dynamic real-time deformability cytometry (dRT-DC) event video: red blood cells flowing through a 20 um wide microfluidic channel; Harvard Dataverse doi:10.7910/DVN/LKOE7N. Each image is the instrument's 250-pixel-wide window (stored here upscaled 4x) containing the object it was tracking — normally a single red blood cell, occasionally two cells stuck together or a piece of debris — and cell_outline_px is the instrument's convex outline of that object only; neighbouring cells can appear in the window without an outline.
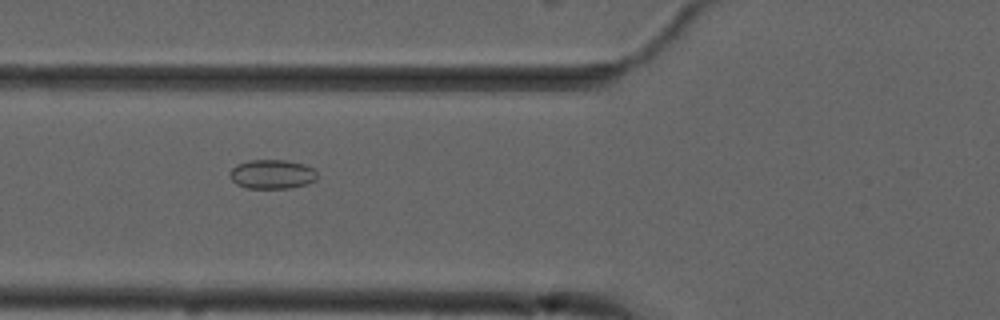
{"species": "common noctule bat (a hibernating species)", "species_latin": "Nyctalus noctula", "temperature_condition": "cold", "stored_images_in_passage": 7, "camera_frame_rate_fps": 3000, "um_per_image_px": 0.085, "animal": {"sex": "male", "forearm_length_mm": 52.5}, "frame": {"image": 1, "passage_image": 4, "time_ms": 3.333, "image_size_px": [1000, 320], "cell_outline_px": [[316, 180], [308, 184], [292, 188], [248, 188], [236, 184], [228, 176], [228, 172], [236, 164], [248, 160], [284, 160], [304, 164], [312, 168], [316, 172]], "centroid_in_image_um": [23.09, 14.81], "position_along_channel_um": 102.7, "area_um2": 15.03}}
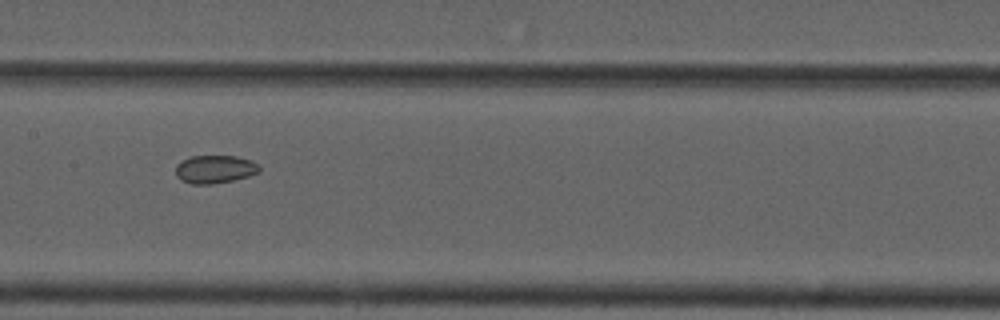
{"frame": {"image": 2, "passage_image": 6, "time_ms": 5.667, "image_size_px": [1000, 320], "cell_outline_px": [[260, 172], [248, 176], [232, 180], [212, 184], [192, 184], [180, 180], [176, 176], [176, 164], [192, 156], [236, 156], [252, 160], [260, 164]], "centroid_in_image_um": [18.28, 14.38], "position_along_channel_um": 189.1, "area_um2": 13.76}}
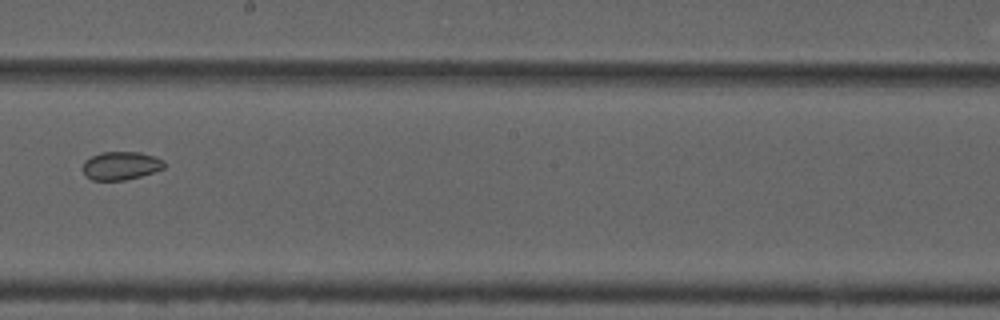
{"frame": {"image": 3, "passage_image": 7, "time_ms": 7.0, "image_size_px": [1000, 320], "cell_outline_px": [[164, 168], [140, 176], [124, 180], [92, 180], [84, 176], [84, 160], [100, 152], [140, 152], [164, 160]], "centroid_in_image_um": [10.25, 14.08], "position_along_channel_um": 238.0, "area_um2": 13.29}}